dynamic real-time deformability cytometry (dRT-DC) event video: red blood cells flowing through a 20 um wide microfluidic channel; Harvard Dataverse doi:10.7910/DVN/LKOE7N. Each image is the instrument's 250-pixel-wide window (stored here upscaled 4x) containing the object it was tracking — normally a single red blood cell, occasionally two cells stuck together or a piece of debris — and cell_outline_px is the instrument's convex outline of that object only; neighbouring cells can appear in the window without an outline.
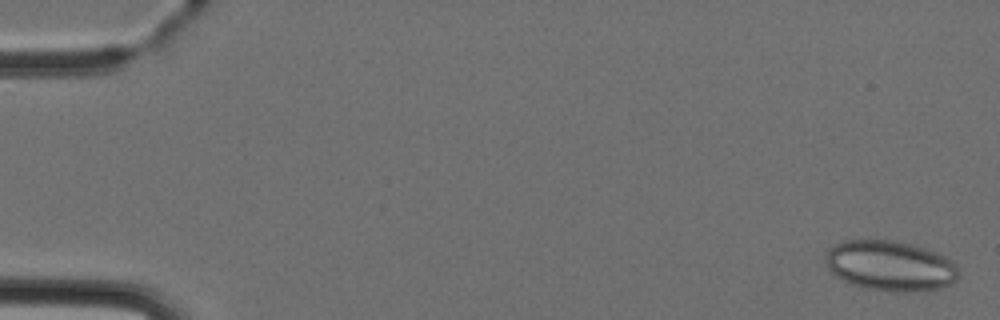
{"species": "Egyptian fruit bat (a non-hibernating species)", "species_latin": "Rousettus aegyptiacus", "temperature_condition": "cold", "stored_images_in_passage": 5, "camera_frame_rate_fps": 3000, "um_per_image_px": 0.085, "animal": {"sex": "female"}, "frame": {"image": 1, "passage_image": 1, "time_ms": 0.0, "image_size_px": [1000, 320], "cell_outline_px": [[960, 272], [956, 280], [940, 288], [908, 292], [892, 292], [864, 288], [852, 284], [836, 276], [828, 268], [828, 248], [844, 240], [892, 240], [912, 244], [936, 252], [952, 260], [956, 264]], "centroid_in_image_um": [75.7, 22.59], "position_along_channel_um": 9.3, "area_um2": 38.84}}